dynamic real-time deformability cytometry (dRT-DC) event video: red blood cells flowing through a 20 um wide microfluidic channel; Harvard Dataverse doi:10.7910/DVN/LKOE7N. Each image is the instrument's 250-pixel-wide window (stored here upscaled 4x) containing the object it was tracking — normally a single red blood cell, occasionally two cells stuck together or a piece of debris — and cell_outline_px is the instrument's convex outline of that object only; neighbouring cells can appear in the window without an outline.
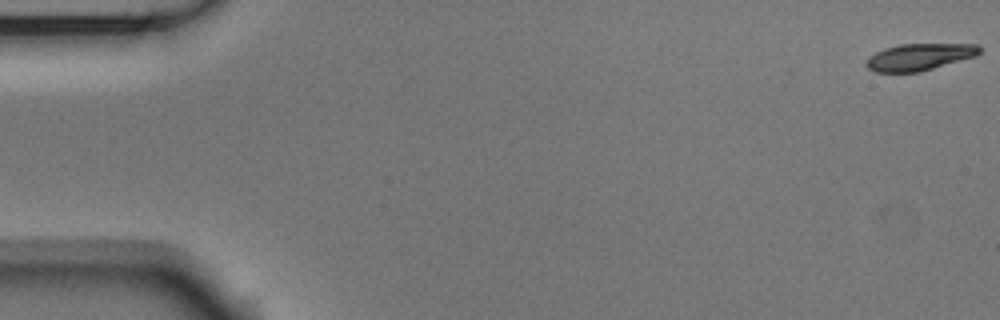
{"species": "Egyptian fruit bat (a non-hibernating species)", "species_latin": "Rousettus aegyptiacus", "temperature_condition": "room temperature", "stored_images_in_passage": 54, "camera_frame_rate_fps": 3000, "um_per_image_px": 0.085, "animal": {"sex": "male"}, "frame": {"image": 1, "passage_image": 1, "time_ms": 0.0, "image_size_px": [1000, 320], "cell_outline_px": [[980, 52], [976, 56], [920, 72], [876, 72], [868, 68], [864, 64], [876, 52], [884, 48], [900, 44], [976, 44], [980, 48]], "centroid_in_image_um": [78.15, 4.84], "position_along_channel_um": 6.8, "area_um2": 17.57}}
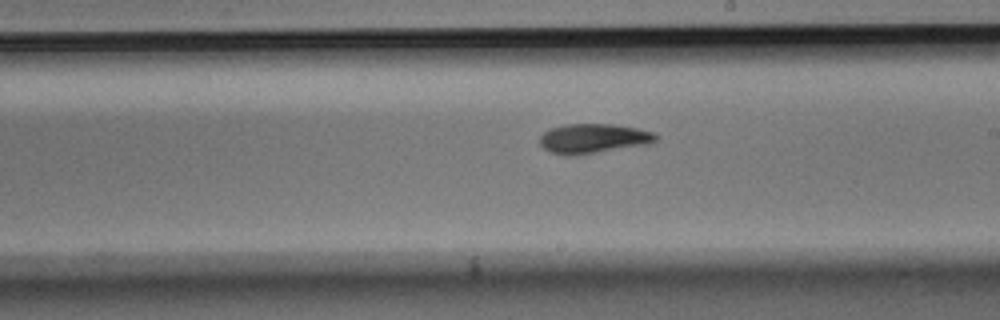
{"frame": {"image": 2, "passage_image": 31, "time_ms": 10.0, "image_size_px": [1000, 320], "cell_outline_px": [[660, 136], [656, 140], [648, 144], [576, 156], [564, 156], [552, 152], [544, 148], [540, 144], [540, 136], [544, 132], [552, 128], [564, 124], [612, 124], [636, 128], [652, 132]], "centroid_in_image_um": [50.43, 11.78], "position_along_channel_um": 238.6, "area_um2": 20.06}}
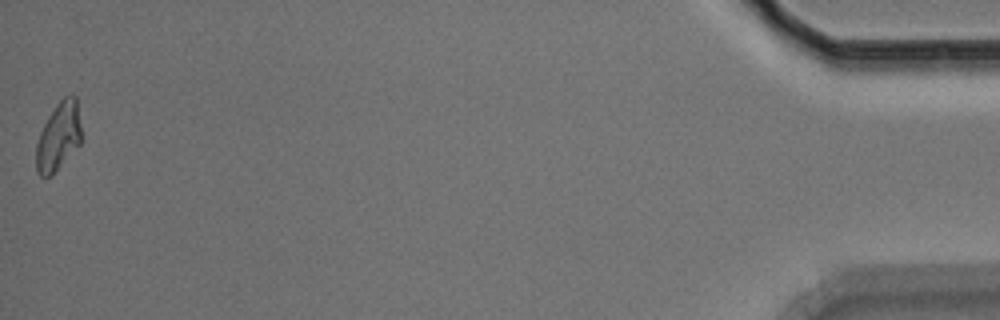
{"frame": {"image": 3, "passage_image": 54, "time_ms": 17.667, "image_size_px": [1000, 320], "cell_outline_px": [[80, 144], [52, 176], [40, 176], [36, 172], [36, 144], [40, 132], [48, 116], [56, 104], [64, 96], [76, 96], [80, 124]], "centroid_in_image_um": [4.95, 11.63], "position_along_channel_um": 430.2, "area_um2": 17.86}, "authors_computed_cell_mechanics": {"area_um2": 18.7561, "velocity_mm_per_s": 3.7506, "shape_relaxation_time_tau1_ms": 4.3143, "shape_relaxation_time_tau2_ms": null, "deformation_change_tau1": 0.177, "deformation_change_tau2": null}}